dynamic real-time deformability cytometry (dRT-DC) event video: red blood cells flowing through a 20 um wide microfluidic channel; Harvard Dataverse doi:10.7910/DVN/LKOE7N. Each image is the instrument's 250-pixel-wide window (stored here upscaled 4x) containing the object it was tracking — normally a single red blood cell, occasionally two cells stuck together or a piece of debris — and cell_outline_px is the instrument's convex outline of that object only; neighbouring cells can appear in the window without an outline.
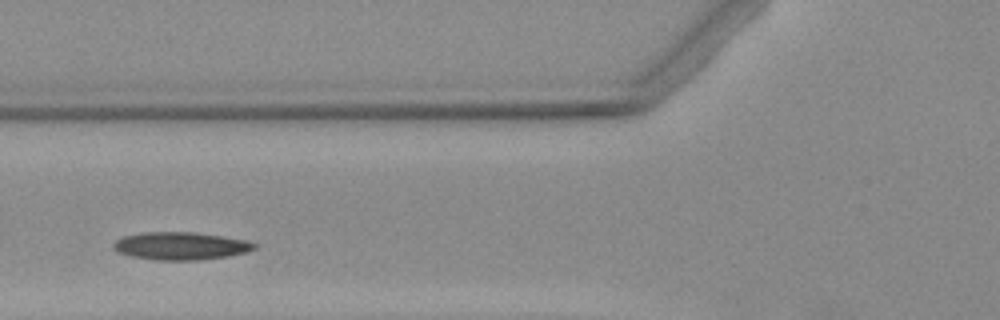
{"species": "Egyptian fruit bat (a non-hibernating species)", "species_latin": "Rousettus aegyptiacus", "temperature_condition": "warm", "stored_images_in_passage": 3, "camera_frame_rate_fps": 3000, "um_per_image_px": 0.085, "animal": {"sex": "female"}, "frame": {"image": 1, "passage_image": 3, "time_ms": 2.333, "image_size_px": [1000, 320], "cell_outline_px": [[256, 248], [244, 252], [228, 256], [196, 260], [156, 260], [132, 256], [116, 252], [112, 248], [112, 244], [116, 240], [124, 236], [144, 232], [196, 232], [248, 240], [256, 244]], "centroid_in_image_um": [15.33, 20.9], "position_along_channel_um": 110.5, "area_um2": 22.77}}